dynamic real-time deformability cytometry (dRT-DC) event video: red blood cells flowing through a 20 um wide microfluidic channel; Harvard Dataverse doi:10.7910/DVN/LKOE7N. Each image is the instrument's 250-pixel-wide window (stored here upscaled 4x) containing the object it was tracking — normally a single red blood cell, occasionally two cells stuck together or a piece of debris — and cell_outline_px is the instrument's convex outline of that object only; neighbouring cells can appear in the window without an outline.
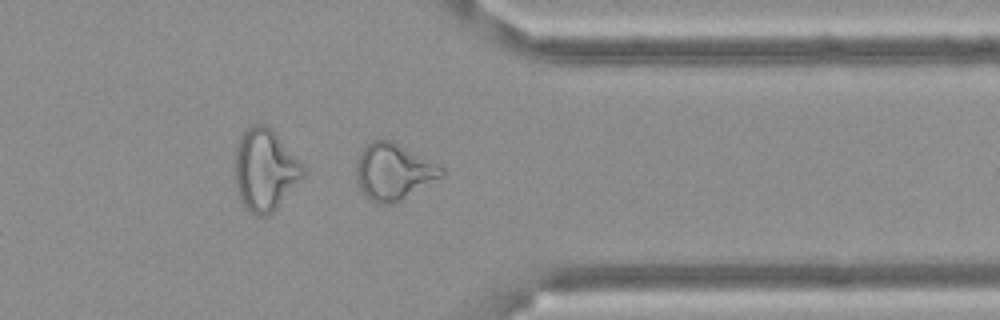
{"species": "Egyptian fruit bat (a non-hibernating species)", "species_latin": "Rousettus aegyptiacus", "temperature_condition": "cold", "stored_images_in_passage": 39, "camera_frame_rate_fps": 3000, "um_per_image_px": 0.085, "frame": {"image": 1, "passage_image": 28, "time_ms": 9.0, "image_size_px": [1000, 320], "cell_outline_px": [[444, 176], [400, 200], [388, 204], [380, 204], [372, 200], [364, 192], [356, 180], [356, 160], [360, 152], [372, 140], [392, 140], [440, 164], [444, 168]], "centroid_in_image_um": [33.48, 14.56], "position_along_channel_um": 377.9, "area_um2": 27.92}}